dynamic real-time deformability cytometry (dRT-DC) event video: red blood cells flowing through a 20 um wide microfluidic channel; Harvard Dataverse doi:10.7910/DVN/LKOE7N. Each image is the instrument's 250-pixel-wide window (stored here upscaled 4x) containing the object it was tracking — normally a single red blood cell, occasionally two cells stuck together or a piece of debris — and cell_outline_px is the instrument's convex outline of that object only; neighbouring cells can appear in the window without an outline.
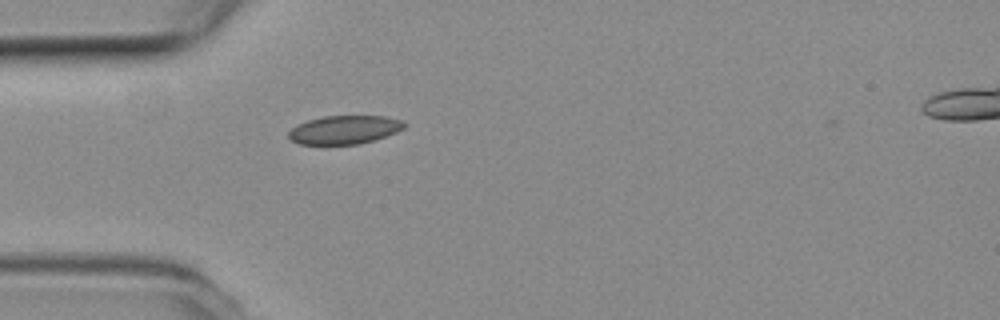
{"species": "common noctule bat (a hibernating species)", "species_latin": "Nyctalus noctula", "temperature_condition": "room temperature", "stored_images_in_passage": 40, "camera_frame_rate_fps": 3000, "um_per_image_px": 0.085, "animal": {"sex": "female", "body_mass_g": 19.3, "forearm_length_mm": 54.1}, "frame": {"image": 1, "passage_image": 2, "time_ms": 0.333, "image_size_px": [1000, 320], "cell_outline_px": [[408, 124], [404, 128], [396, 132], [376, 140], [360, 144], [300, 144], [292, 140], [288, 136], [288, 132], [292, 128], [308, 120], [324, 116], [384, 116], [404, 120]], "centroid_in_image_um": [29.34, 11.03], "position_along_channel_um": 55.7, "area_um2": 19.25}}
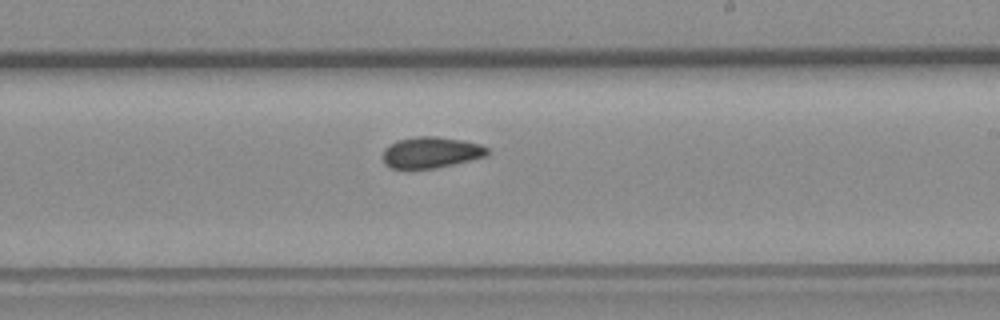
{"frame": {"image": 2, "passage_image": 18, "time_ms": 5.667, "image_size_px": [1000, 320], "cell_outline_px": [[488, 152], [484, 156], [436, 168], [392, 168], [384, 164], [384, 148], [388, 144], [396, 140], [416, 136], [436, 136], [464, 140], [480, 144], [488, 148]], "centroid_in_image_um": [36.6, 12.93], "position_along_channel_um": 252.4, "area_um2": 18.84}}
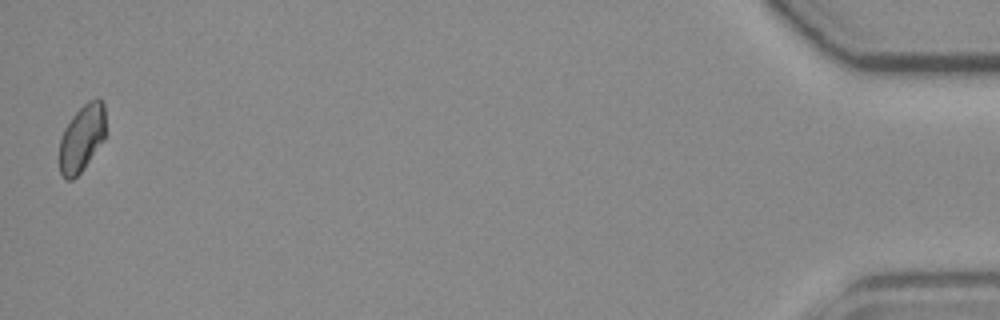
{"frame": {"image": 3, "passage_image": 40, "time_ms": 13.0, "image_size_px": [1000, 320], "cell_outline_px": [[104, 140], [84, 168], [72, 180], [64, 180], [60, 172], [60, 140], [64, 128], [72, 116], [88, 100], [96, 96], [100, 96], [104, 100]], "centroid_in_image_um": [6.96, 11.71], "position_along_channel_um": 428.2, "area_um2": 18.15}, "authors_computed_cell_mechanics": {"area_um2": 18.7272, "velocity_mm_per_s": 3.7695, "shape_relaxation_time_tau1_ms": null, "shape_relaxation_time_tau2_ms": 2.7738, "deformation_change_tau1": null, "deformation_change_tau2": 0.0614}}